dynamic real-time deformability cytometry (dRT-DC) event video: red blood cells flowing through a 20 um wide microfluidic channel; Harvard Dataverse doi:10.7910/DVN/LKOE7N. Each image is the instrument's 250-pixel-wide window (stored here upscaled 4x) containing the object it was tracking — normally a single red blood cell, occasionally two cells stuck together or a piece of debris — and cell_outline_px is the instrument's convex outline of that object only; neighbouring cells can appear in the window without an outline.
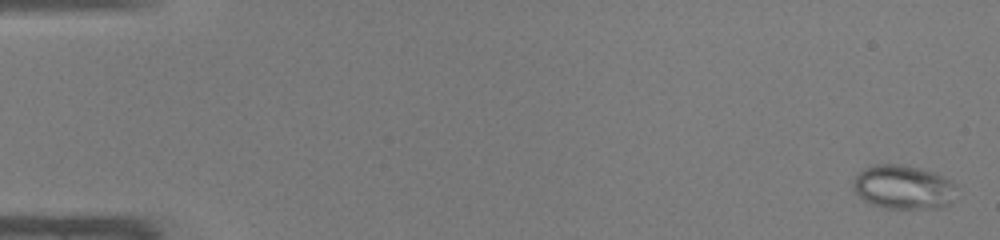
{"species": "common noctule bat (a hibernating species)", "species_latin": "Nyctalus noctula", "temperature_condition": "warm", "stored_images_in_passage": 49, "camera_frame_rate_fps": 3000, "um_per_image_px": 0.085, "animal": {"sex": "male", "body_mass_g": 19.0, "forearm_length_mm": 50.8}, "frame": {"image": 1, "passage_image": 2, "time_ms": 0.333, "image_size_px": [1000, 240], "cell_outline_px": [[956, 184], [948, 204], [944, 208], [884, 208], [872, 204], [864, 200], [856, 192], [852, 184], [852, 180], [864, 168], [876, 164], [900, 164], [920, 168], [936, 172], [952, 180]], "centroid_in_image_um": [76.77, 15.89], "position_along_channel_um": 8.2, "area_um2": 26.47}}
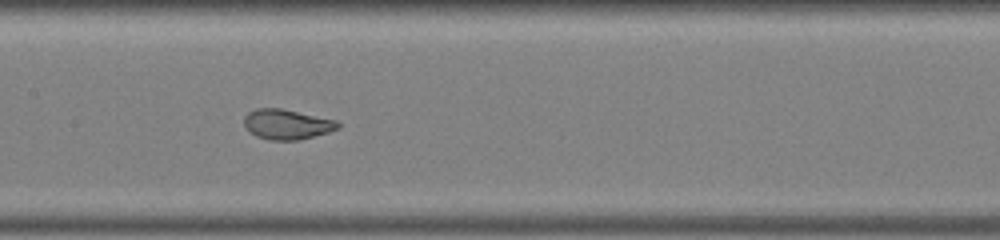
{"frame": {"image": 2, "passage_image": 25, "time_ms": 8.0, "image_size_px": [1000, 240], "cell_outline_px": [[340, 128], [328, 132], [300, 140], [272, 140], [256, 136], [244, 124], [244, 116], [248, 112], [256, 108], [280, 108], [336, 120], [340, 124]], "centroid_in_image_um": [24.4, 10.56], "position_along_channel_um": 183.0, "area_um2": 16.3}}
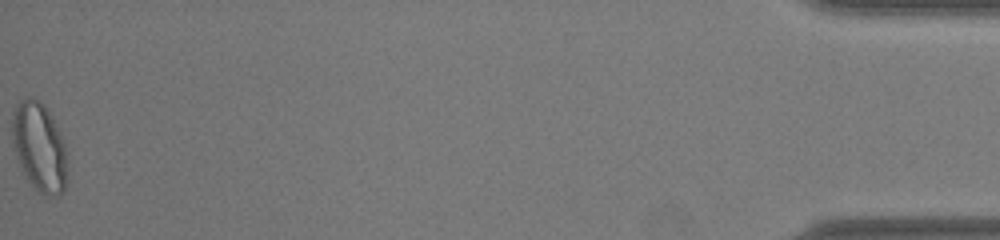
{"frame": {"image": 3, "passage_image": 49, "time_ms": 16.0, "image_size_px": [1000, 240], "cell_outline_px": [[64, 188], [60, 196], [44, 196], [24, 176], [16, 152], [12, 132], [12, 112], [16, 104], [24, 96], [28, 96], [40, 100], [44, 104], [60, 132], [64, 144]], "centroid_in_image_um": [3.3, 12.43], "position_along_channel_um": 431.9, "area_um2": 27.92}}